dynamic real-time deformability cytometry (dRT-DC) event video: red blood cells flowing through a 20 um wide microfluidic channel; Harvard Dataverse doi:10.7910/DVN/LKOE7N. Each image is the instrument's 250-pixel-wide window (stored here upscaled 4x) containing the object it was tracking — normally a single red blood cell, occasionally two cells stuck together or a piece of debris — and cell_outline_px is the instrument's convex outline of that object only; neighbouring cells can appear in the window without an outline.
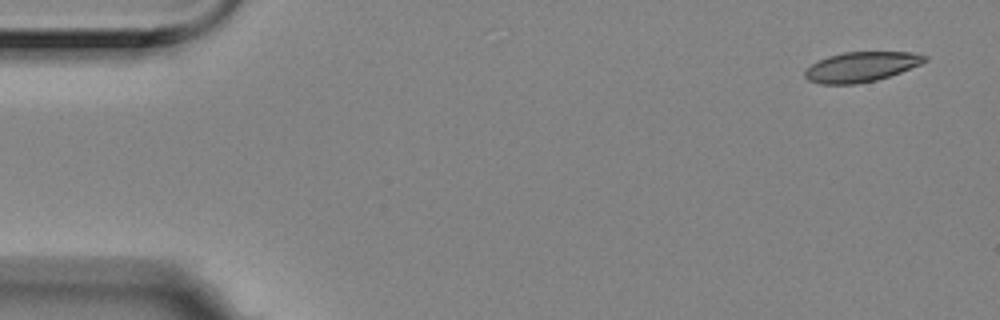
{"species": "Egyptian fruit bat (a non-hibernating species)", "species_latin": "Rousettus aegyptiacus", "temperature_condition": "room temperature", "stored_images_in_passage": 6, "segment_of_instrument_passage": [1, 2], "camera_frame_rate_fps": 3000, "um_per_image_px": 0.085, "animal": {"sex": "female"}, "frame": {"image": 1, "passage_image": 1, "time_ms": 0.0, "image_size_px": [1000, 320], "cell_outline_px": [[928, 60], [920, 64], [900, 72], [876, 80], [856, 84], [820, 84], [808, 80], [804, 76], [804, 72], [812, 64], [828, 56], [844, 52], [912, 52], [928, 56]], "centroid_in_image_um": [73.2, 5.68], "position_along_channel_um": 11.8, "area_um2": 20.75}}
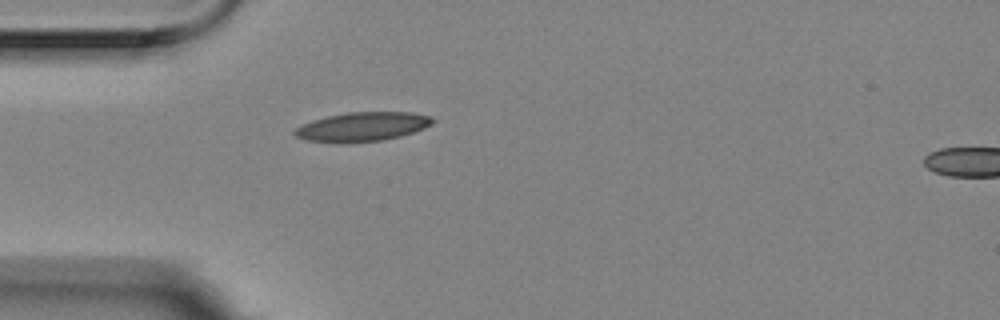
{"frame": {"image": 2, "passage_image": 5, "time_ms": 1.333, "image_size_px": [1000, 320], "cell_outline_px": [[436, 120], [432, 124], [424, 128], [400, 136], [384, 140], [308, 140], [296, 136], [292, 132], [296, 128], [312, 120], [328, 116], [348, 112], [412, 112], [432, 116]], "centroid_in_image_um": [30.9, 10.72], "position_along_channel_um": 54.1, "area_um2": 22.48}}